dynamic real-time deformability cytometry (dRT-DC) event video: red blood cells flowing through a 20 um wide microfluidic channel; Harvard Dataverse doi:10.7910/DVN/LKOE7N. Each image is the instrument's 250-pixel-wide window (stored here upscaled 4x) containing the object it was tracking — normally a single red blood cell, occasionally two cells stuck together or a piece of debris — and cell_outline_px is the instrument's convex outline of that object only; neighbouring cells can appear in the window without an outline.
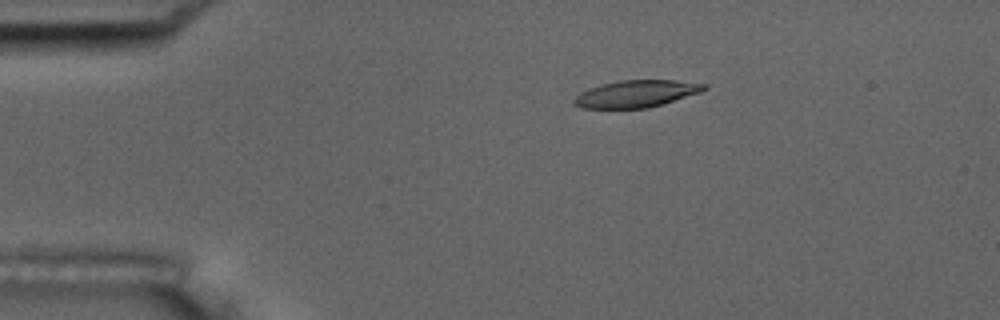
{"species": "common noctule bat (a hibernating species)", "species_latin": "Nyctalus noctula", "temperature_condition": "room temperature", "stored_images_in_passage": 6, "camera_frame_rate_fps": 3000, "um_per_image_px": 0.085, "animal": {"sex": "male", "body_mass_g": 17.5, "forearm_length_mm": 52.3}, "frame": {"image": 1, "passage_image": 3, "time_ms": 2.333, "image_size_px": [1000, 320], "cell_outline_px": [[708, 88], [700, 92], [648, 108], [580, 108], [572, 104], [572, 100], [580, 92], [588, 88], [600, 84], [620, 80], [676, 80], [708, 84]], "centroid_in_image_um": [54.04, 7.96], "position_along_channel_um": 31.0, "area_um2": 20.58}}